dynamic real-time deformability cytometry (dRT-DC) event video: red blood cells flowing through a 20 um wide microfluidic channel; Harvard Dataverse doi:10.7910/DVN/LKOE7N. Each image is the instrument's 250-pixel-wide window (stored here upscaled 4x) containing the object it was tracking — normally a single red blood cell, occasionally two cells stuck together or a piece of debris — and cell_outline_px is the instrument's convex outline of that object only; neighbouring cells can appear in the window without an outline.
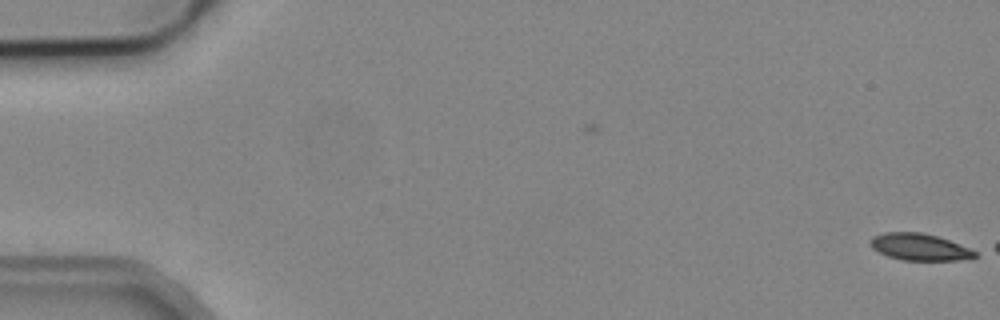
{"species": "common noctule bat (a hibernating species)", "species_latin": "Nyctalus noctula", "temperature_condition": "cold", "stored_images_in_passage": 2, "camera_frame_rate_fps": 3000, "um_per_image_px": 0.085, "animal": {"sex": "male", "body_mass_g": 19.2, "forearm_length_mm": 51.8}, "frame": {"image": 1, "passage_image": 2, "time_ms": 1.333, "image_size_px": [1000, 320], "cell_outline_px": [[976, 256], [960, 260], [900, 260], [888, 256], [872, 248], [868, 240], [872, 236], [884, 232], [920, 232], [936, 236], [948, 240], [968, 248], [976, 252]], "centroid_in_image_um": [78.09, 20.99], "position_along_channel_um": 6.9, "area_um2": 16.18}}